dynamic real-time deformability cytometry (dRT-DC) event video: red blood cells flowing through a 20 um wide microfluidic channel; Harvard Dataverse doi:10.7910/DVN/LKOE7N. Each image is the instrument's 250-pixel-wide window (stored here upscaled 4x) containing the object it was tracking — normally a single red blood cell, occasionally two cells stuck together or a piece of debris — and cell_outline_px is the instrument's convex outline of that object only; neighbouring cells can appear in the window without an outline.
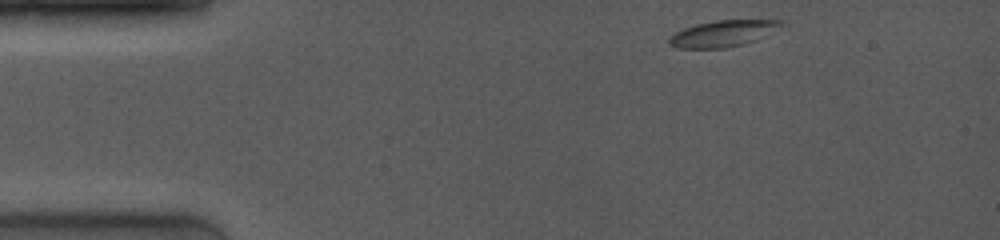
{"species": "common noctule bat (a hibernating species)", "species_latin": "Nyctalus noctula", "temperature_condition": "room temperature", "stored_images_in_passage": 9, "camera_frame_rate_fps": 4000, "um_per_image_px": 0.085, "animal": {"sex": "female", "body_mass_g": 19.0, "forearm_length_mm": 53.3}, "frame": {"image": 1, "passage_image": 1, "time_ms": 0.0, "image_size_px": [1000, 240], "cell_outline_px": [[788, 24], [756, 40], [744, 44], [728, 48], [676, 48], [668, 44], [668, 36], [684, 28], [696, 24], [716, 20], [784, 20]], "centroid_in_image_um": [61.48, 2.85], "position_along_channel_um": 23.5, "area_um2": 17.46}}
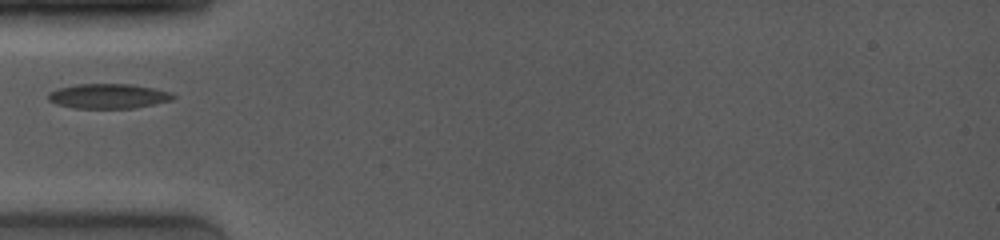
{"frame": {"image": 2, "passage_image": 8, "time_ms": 3.25, "image_size_px": [1000, 240], "cell_outline_px": [[176, 96], [172, 100], [132, 108], [72, 108], [56, 104], [48, 100], [48, 92], [56, 88], [76, 84], [128, 84], [152, 88], [168, 92]], "centroid_in_image_um": [9.12, 8.17], "position_along_channel_um": 75.9, "area_um2": 17.92}}